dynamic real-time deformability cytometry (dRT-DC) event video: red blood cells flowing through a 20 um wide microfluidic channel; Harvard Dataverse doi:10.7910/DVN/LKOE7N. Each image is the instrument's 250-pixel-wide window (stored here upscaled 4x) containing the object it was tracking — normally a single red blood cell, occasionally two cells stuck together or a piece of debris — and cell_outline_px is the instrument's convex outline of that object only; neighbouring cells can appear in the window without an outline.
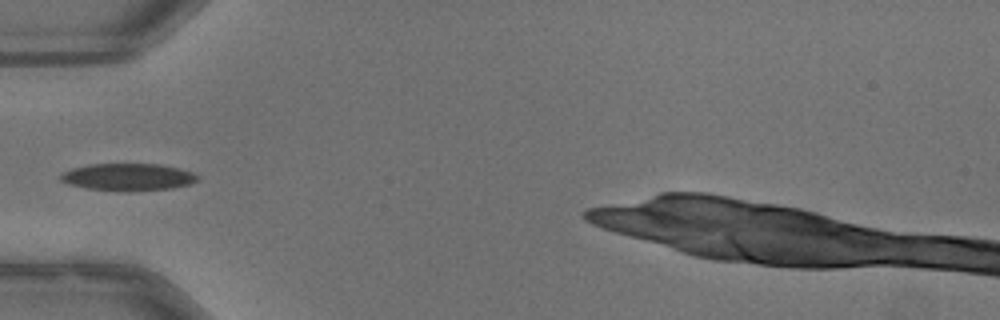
{"species": "common noctule bat (a hibernating species)", "species_latin": "Nyctalus noctula", "temperature_condition": "warm", "stored_images_in_passage": 30, "camera_frame_rate_fps": 3000, "um_per_image_px": 0.085, "animal": {"sex": "male", "body_mass_g": 13.3}, "frame": {"image": 1, "passage_image": 1, "time_ms": 0.0, "image_size_px": [1000, 320], "cell_outline_px": [[200, 180], [192, 184], [172, 188], [124, 192], [88, 188], [68, 184], [60, 180], [60, 176], [64, 172], [72, 168], [88, 164], [160, 164], [192, 172], [200, 176]], "centroid_in_image_um": [10.92, 15.05], "position_along_channel_um": 74.1, "area_um2": 21.85}}
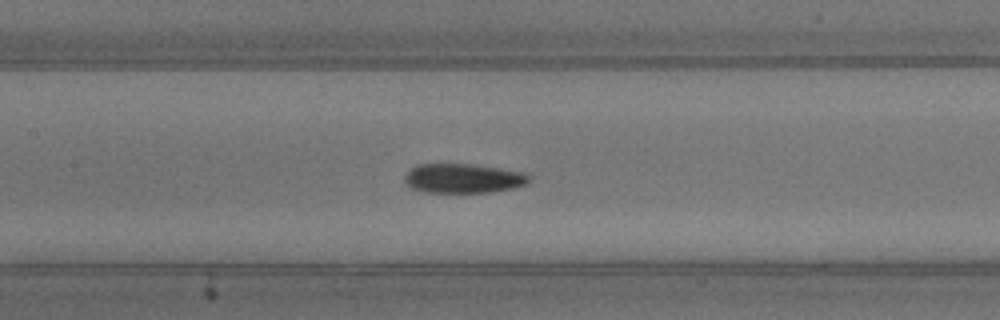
{"frame": {"image": 2, "passage_image": 8, "time_ms": 2.333, "image_size_px": [1000, 320], "cell_outline_px": [[528, 184], [512, 188], [488, 192], [428, 192], [412, 188], [404, 180], [404, 176], [416, 164], [468, 164], [528, 172]], "centroid_in_image_um": [39.39, 15.15], "position_along_channel_um": 168.0, "area_um2": 21.1}}
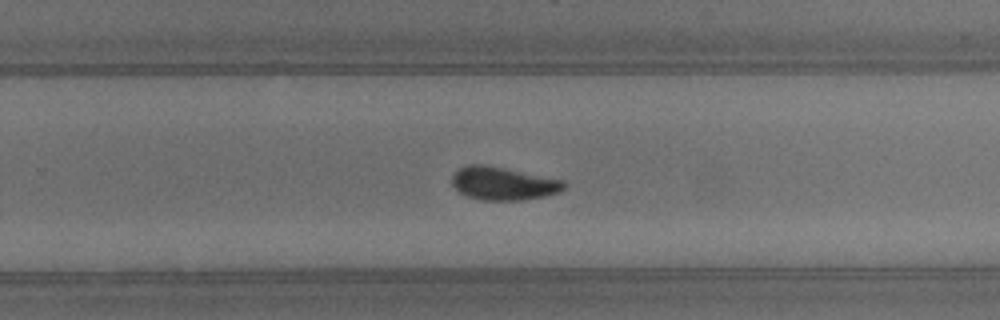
{"frame": {"image": 3, "passage_image": 17, "time_ms": 5.333, "image_size_px": [1000, 320], "cell_outline_px": [[564, 188], [560, 192], [544, 196], [520, 200], [484, 200], [468, 196], [460, 192], [452, 184], [452, 176], [456, 168], [468, 164], [484, 164], [564, 180]], "centroid_in_image_um": [42.74, 15.58], "position_along_channel_um": 287.1, "area_um2": 21.5}, "authors_computed_cell_mechanics": {"area_um2": 21.4438, "velocity_mm_per_s": 3.9811, "shape_relaxation_time_tau1_ms": 5.3808, "shape_relaxation_time_tau2_ms": 2.0951, "deformation_change_tau1": 0.1544, "deformation_change_tau2": 0.0641}}